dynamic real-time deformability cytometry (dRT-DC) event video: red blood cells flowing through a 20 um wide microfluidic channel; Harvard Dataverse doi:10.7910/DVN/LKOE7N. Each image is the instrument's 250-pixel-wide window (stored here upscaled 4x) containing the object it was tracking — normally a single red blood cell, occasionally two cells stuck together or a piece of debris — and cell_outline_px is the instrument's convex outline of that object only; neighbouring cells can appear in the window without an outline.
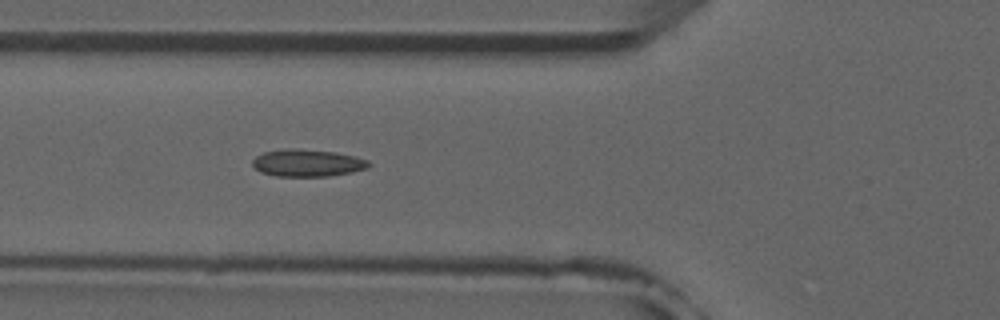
{"species": "common noctule bat (a hibernating species)", "species_latin": "Nyctalus noctula", "temperature_condition": "room temperature", "stored_images_in_passage": 6, "camera_frame_rate_fps": 3000, "um_per_image_px": 0.085, "animal": {"sex": "male", "forearm_length_mm": 52.5}, "frame": {"image": 1, "passage_image": 6, "time_ms": 6.0, "image_size_px": [1000, 320], "cell_outline_px": [[372, 164], [368, 168], [328, 176], [276, 176], [260, 172], [252, 164], [252, 160], [256, 156], [264, 152], [292, 148], [296, 148], [336, 152], [368, 160]], "centroid_in_image_um": [26.11, 13.85], "position_along_channel_um": 99.7, "area_um2": 18.26}}